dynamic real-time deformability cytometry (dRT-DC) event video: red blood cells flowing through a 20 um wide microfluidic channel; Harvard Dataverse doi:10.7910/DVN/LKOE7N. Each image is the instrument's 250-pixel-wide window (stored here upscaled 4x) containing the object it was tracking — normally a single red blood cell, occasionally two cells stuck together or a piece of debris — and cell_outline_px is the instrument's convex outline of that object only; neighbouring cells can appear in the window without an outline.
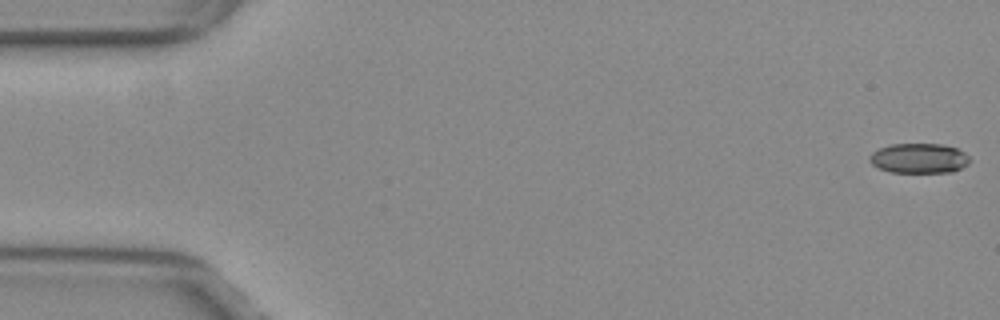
{"species": "common noctule bat (a hibernating species)", "species_latin": "Nyctalus noctula", "temperature_condition": "warm", "stored_images_in_passage": 53, "camera_frame_rate_fps": 3000, "um_per_image_px": 0.085, "animal": {"sex": "female", "body_mass_g": 29.2, "forearm_length_mm": 56.3}, "frame": {"image": 1, "passage_image": 1, "time_ms": 0.0, "image_size_px": [1000, 320], "cell_outline_px": [[968, 164], [952, 172], [888, 172], [872, 164], [868, 160], [868, 156], [872, 152], [880, 148], [892, 144], [940, 144], [956, 148], [964, 152], [968, 156]], "centroid_in_image_um": [78.08, 13.45], "position_along_channel_um": 6.9, "area_um2": 17.34}}
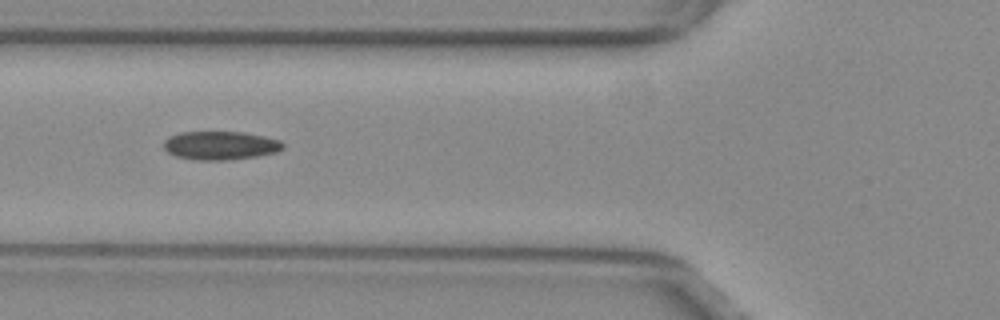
{"frame": {"image": 2, "passage_image": 20, "time_ms": 6.333, "image_size_px": [1000, 320], "cell_outline_px": [[284, 148], [276, 152], [256, 156], [228, 160], [192, 160], [176, 156], [168, 152], [164, 148], [164, 140], [168, 136], [180, 132], [244, 132], [264, 136], [280, 140], [284, 144]], "centroid_in_image_um": [18.72, 12.36], "position_along_channel_um": 107.1, "area_um2": 19.94}}
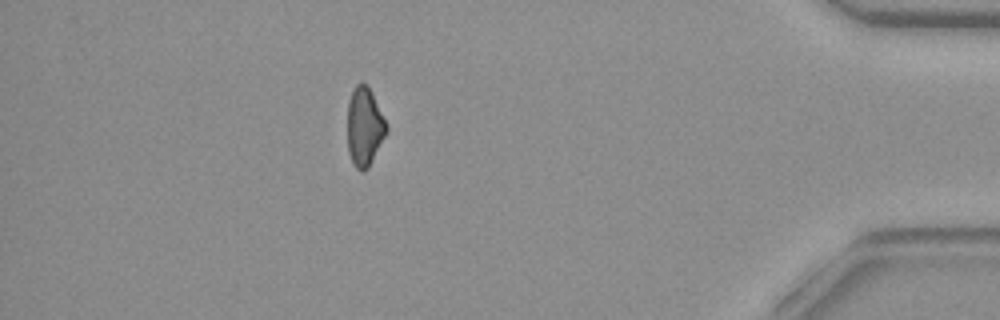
{"frame": {"image": 3, "passage_image": 47, "time_ms": 15.333, "image_size_px": [1000, 320], "cell_outline_px": [[388, 132], [368, 168], [364, 172], [360, 172], [352, 164], [348, 152], [348, 100], [352, 88], [360, 80], [368, 84], [388, 124]], "centroid_in_image_um": [30.99, 10.74], "position_along_channel_um": 404.2, "area_um2": 18.5}, "authors_computed_cell_mechanics": {"area_um2": 18.9006, "velocity_mm_per_s": 3.8853, "shape_relaxation_time_tau1_ms": null, "shape_relaxation_time_tau2_ms": 5.4458, "deformation_change_tau1": null, "deformation_change_tau2": 0.1135}}